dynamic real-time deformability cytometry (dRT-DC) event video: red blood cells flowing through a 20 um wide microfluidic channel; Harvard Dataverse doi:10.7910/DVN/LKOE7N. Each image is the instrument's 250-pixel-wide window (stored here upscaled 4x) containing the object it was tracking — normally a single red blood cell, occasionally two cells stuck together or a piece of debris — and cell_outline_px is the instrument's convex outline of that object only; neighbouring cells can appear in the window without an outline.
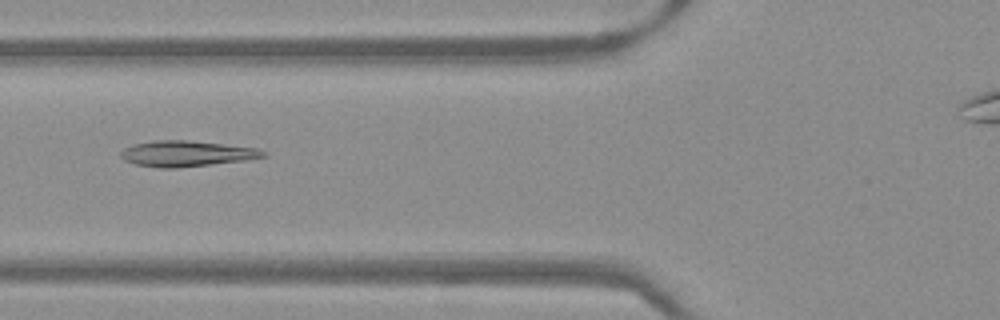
{"species": "Egyptian fruit bat (a non-hibernating species)", "species_latin": "Rousettus aegyptiacus", "temperature_condition": "warm", "stored_images_in_passage": 47, "camera_frame_rate_fps": 3000, "um_per_image_px": 0.085, "frame": {"image": 1, "passage_image": 20, "time_ms": 6.333, "image_size_px": [1000, 320], "cell_outline_px": [[268, 156], [248, 160], [176, 168], [156, 168], [136, 164], [124, 160], [120, 156], [120, 152], [124, 148], [132, 144], [152, 140], [188, 140], [260, 148], [268, 152]], "centroid_in_image_um": [15.89, 13.05], "position_along_channel_um": 109.9, "area_um2": 21.73}}
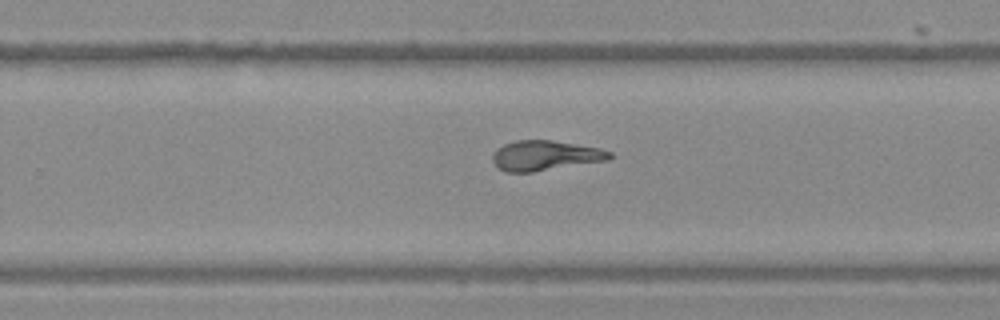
{"frame": {"image": 2, "passage_image": 33, "time_ms": 10.667, "image_size_px": [1000, 320], "cell_outline_px": [[612, 156], [608, 160], [532, 172], [504, 172], [492, 160], [492, 156], [496, 148], [504, 144], [516, 140], [552, 140], [600, 148], [612, 152]], "centroid_in_image_um": [46.33, 13.21], "position_along_channel_um": 283.5, "area_um2": 20.4}}
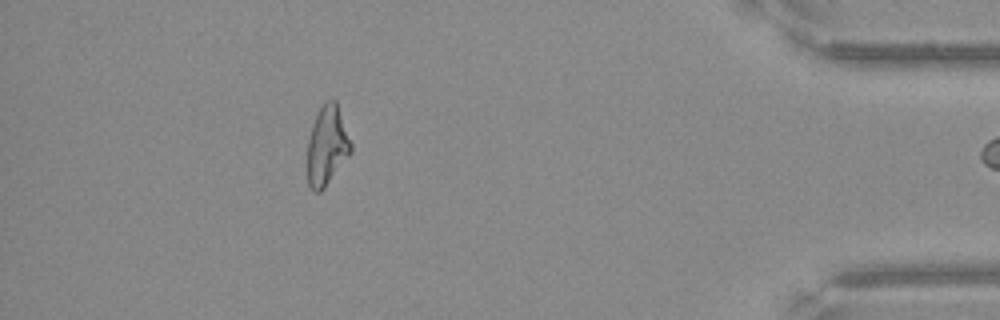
{"frame": {"image": 3, "passage_image": 46, "time_ms": 15.0, "image_size_px": [1000, 320], "cell_outline_px": [[352, 152], [324, 188], [320, 192], [312, 192], [308, 184], [308, 140], [312, 124], [316, 112], [324, 100], [336, 100], [352, 144]], "centroid_in_image_um": [27.79, 12.36], "position_along_channel_um": 407.4, "area_um2": 20.29}}